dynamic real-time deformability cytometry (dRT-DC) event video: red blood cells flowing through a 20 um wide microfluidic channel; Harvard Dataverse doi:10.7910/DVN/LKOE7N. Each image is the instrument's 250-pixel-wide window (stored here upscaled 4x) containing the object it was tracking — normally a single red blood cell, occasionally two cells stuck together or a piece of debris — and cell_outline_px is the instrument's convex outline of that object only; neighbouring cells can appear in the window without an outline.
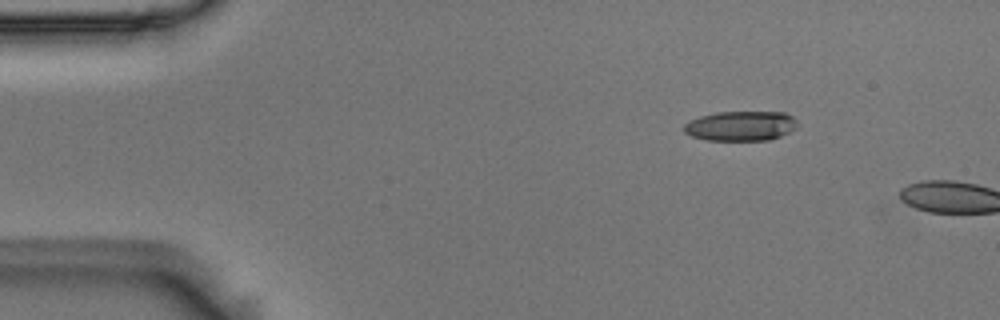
{"species": "Egyptian fruit bat (a non-hibernating species)", "species_latin": "Rousettus aegyptiacus", "temperature_condition": "room temperature", "stored_images_in_passage": 2, "camera_frame_rate_fps": 3000, "um_per_image_px": 0.085, "animal": {"sex": "male"}, "frame": {"image": 1, "passage_image": 1, "time_ms": 0.0, "image_size_px": [1000, 320], "cell_outline_px": [[796, 128], [780, 136], [768, 140], [708, 140], [692, 136], [684, 132], [684, 124], [700, 116], [716, 112], [784, 112], [792, 116], [796, 120]], "centroid_in_image_um": [62.96, 10.7], "position_along_channel_um": 22.0, "area_um2": 19.54}}